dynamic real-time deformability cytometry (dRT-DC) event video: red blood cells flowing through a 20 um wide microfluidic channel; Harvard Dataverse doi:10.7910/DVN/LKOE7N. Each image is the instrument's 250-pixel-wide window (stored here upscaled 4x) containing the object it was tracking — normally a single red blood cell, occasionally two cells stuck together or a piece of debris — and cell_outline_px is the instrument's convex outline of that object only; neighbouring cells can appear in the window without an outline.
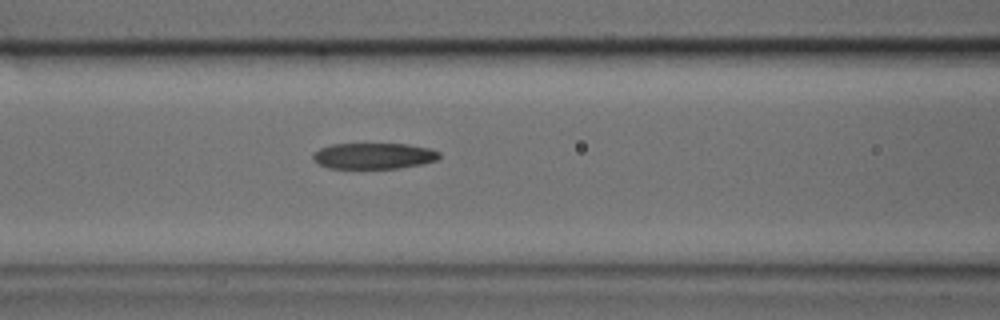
{"species": "common noctule bat (a hibernating species)", "species_latin": "Nyctalus noctula", "temperature_condition": "cold", "stored_images_in_passage": 27, "camera_frame_rate_fps": 3000, "um_per_image_px": 0.085, "animal": {"sex": "male", "body_mass_g": 17.9, "forearm_length_mm": 54.2}, "frame": {"image": 1, "passage_image": 7, "time_ms": 2.0, "image_size_px": [1000, 320], "cell_outline_px": [[440, 156], [436, 160], [424, 164], [400, 168], [328, 168], [316, 164], [312, 160], [312, 156], [320, 148], [332, 144], [408, 144], [432, 148], [440, 152]], "centroid_in_image_um": [31.78, 13.25], "position_along_channel_um": 134.8, "area_um2": 19.36}}
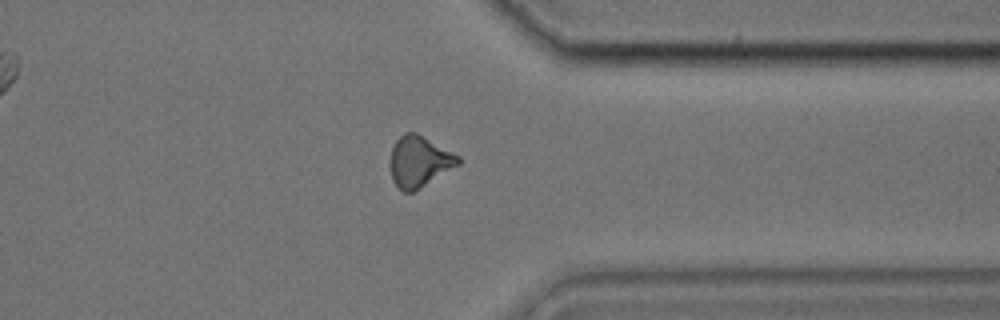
{"frame": {"image": 2, "passage_image": 21, "time_ms": 6.667, "image_size_px": [1000, 320], "cell_outline_px": [[460, 164], [412, 192], [404, 192], [392, 180], [388, 164], [392, 148], [396, 140], [404, 132], [416, 132], [460, 156]], "centroid_in_image_um": [35.6, 13.71], "position_along_channel_um": 375.8, "area_um2": 20.17}}
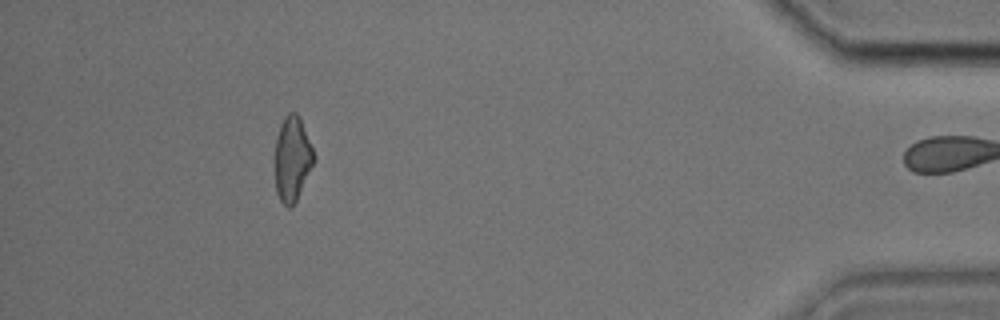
{"frame": {"image": 3, "passage_image": 26, "time_ms": 8.333, "image_size_px": [1000, 320], "cell_outline_px": [[316, 160], [296, 200], [288, 208], [280, 200], [276, 192], [276, 136], [280, 124], [284, 116], [288, 112], [296, 112], [300, 116], [316, 156]], "centroid_in_image_um": [24.87, 13.44], "position_along_channel_um": 410.3, "area_um2": 19.25}}